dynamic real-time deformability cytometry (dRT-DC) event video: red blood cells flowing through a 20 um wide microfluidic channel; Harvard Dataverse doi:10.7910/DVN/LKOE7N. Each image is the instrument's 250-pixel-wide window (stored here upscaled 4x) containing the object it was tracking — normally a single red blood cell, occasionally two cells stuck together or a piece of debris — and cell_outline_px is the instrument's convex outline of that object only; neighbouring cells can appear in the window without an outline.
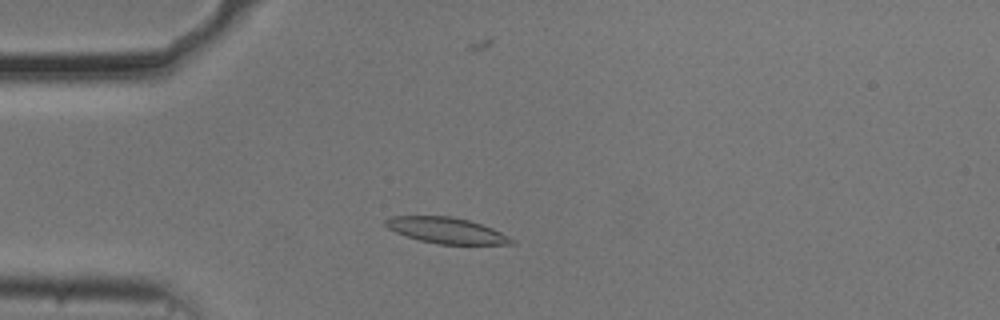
{"species": "common noctule bat (a hibernating species)", "species_latin": "Nyctalus noctula", "temperature_condition": "cold", "stored_images_in_passage": 50, "camera_frame_rate_fps": 3000, "um_per_image_px": 0.085, "animal": {"sex": "male", "body_mass_g": 20.5, "forearm_length_mm": 52.5}, "frame": {"image": 1, "passage_image": 9, "time_ms": 2.667, "image_size_px": [1000, 320], "cell_outline_px": [[516, 244], [440, 244], [420, 240], [396, 232], [388, 228], [384, 224], [384, 220], [392, 216], [452, 216], [468, 220], [492, 228], [516, 240]], "centroid_in_image_um": [37.96, 19.58], "position_along_channel_um": 47.0, "area_um2": 18.84}}
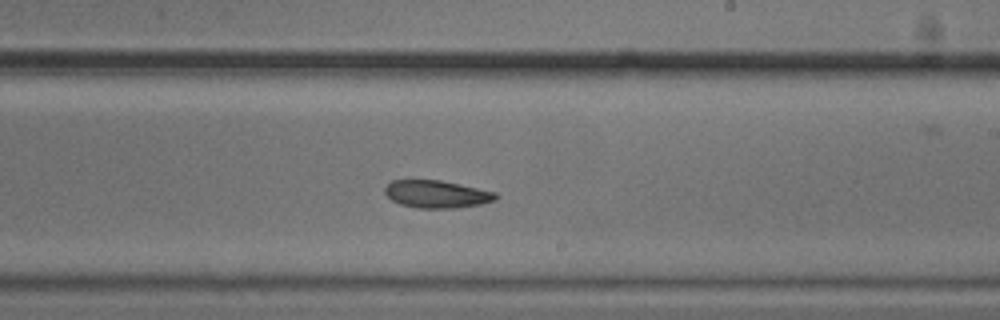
{"frame": {"image": 2, "passage_image": 27, "time_ms": 8.667, "image_size_px": [1000, 320], "cell_outline_px": [[496, 200], [480, 204], [456, 208], [420, 208], [400, 204], [392, 200], [384, 192], [384, 188], [392, 180], [440, 180], [496, 192]], "centroid_in_image_um": [37.1, 16.5], "position_along_channel_um": 251.9, "area_um2": 17.63}}
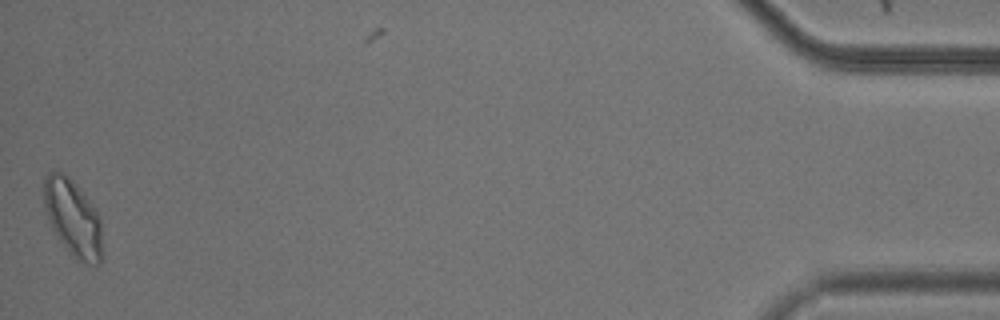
{"frame": {"image": 3, "passage_image": 49, "time_ms": 16.0, "image_size_px": [1000, 320], "cell_outline_px": [[104, 260], [100, 264], [88, 264], [76, 260], [64, 248], [56, 236], [48, 220], [44, 208], [44, 176], [48, 172], [64, 172], [84, 192], [96, 208], [100, 216]], "centroid_in_image_um": [6.23, 18.57], "position_along_channel_um": 429.0, "area_um2": 26.99}, "authors_computed_cell_mechanics": {"area_um2": 18.8717, "velocity_mm_per_s": 3.6777, "shape_relaxation_time_tau1_ms": 5.1615, "shape_relaxation_time_tau2_ms": null, "deformation_change_tau1": 0.1294, "deformation_change_tau2": null}}